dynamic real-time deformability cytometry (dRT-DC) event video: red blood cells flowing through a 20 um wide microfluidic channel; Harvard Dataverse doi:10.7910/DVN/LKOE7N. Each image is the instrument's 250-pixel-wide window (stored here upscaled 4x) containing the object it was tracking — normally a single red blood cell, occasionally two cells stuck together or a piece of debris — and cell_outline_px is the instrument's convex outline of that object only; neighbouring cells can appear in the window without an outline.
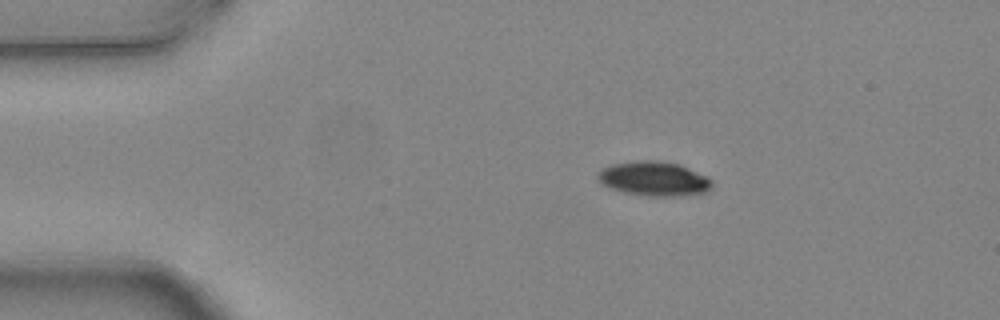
{"species": "common noctule bat (a hibernating species)", "species_latin": "Nyctalus noctula", "temperature_condition": "warm", "stored_images_in_passage": 5, "camera_frame_rate_fps": 3000, "um_per_image_px": 0.085, "animal": {"sex": "female", "body_mass_g": 24.6, "forearm_length_mm": 56.2}, "frame": {"image": 1, "passage_image": 2, "time_ms": 0.333, "image_size_px": [1000, 320], "cell_outline_px": [[712, 188], [704, 192], [680, 196], [648, 196], [624, 192], [608, 188], [600, 184], [596, 180], [596, 172], [600, 168], [612, 164], [636, 160], [660, 160], [680, 164], [708, 176], [712, 180]], "centroid_in_image_um": [55.54, 15.18], "position_along_channel_um": 29.5, "area_um2": 23.47}}
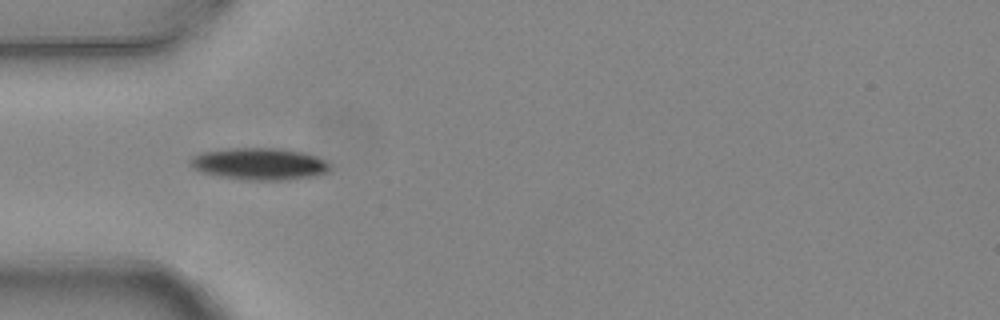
{"frame": {"image": 2, "passage_image": 4, "time_ms": 1.0, "image_size_px": [1000, 320], "cell_outline_px": [[332, 168], [328, 172], [312, 176], [288, 180], [256, 180], [220, 176], [204, 172], [192, 168], [188, 164], [188, 160], [192, 156], [200, 152], [228, 148], [284, 148], [304, 152], [316, 156], [324, 160]], "centroid_in_image_um": [22.04, 13.91], "position_along_channel_um": 63.0, "area_um2": 26.13}}
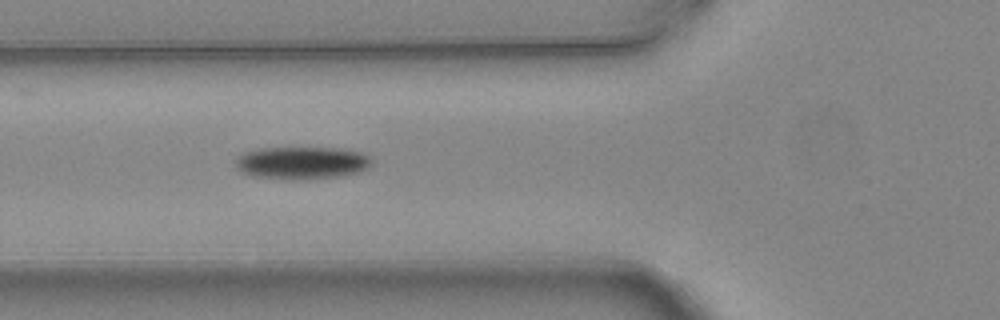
{"frame": {"image": 3, "passage_image": 5, "time_ms": 1.333, "image_size_px": [1000, 320], "cell_outline_px": [[372, 164], [368, 168], [360, 172], [340, 176], [300, 180], [288, 180], [252, 176], [240, 172], [236, 168], [236, 156], [244, 152], [256, 148], [340, 148], [360, 152], [372, 156]], "centroid_in_image_um": [25.65, 13.85], "position_along_channel_um": 100.2, "area_um2": 26.36}}